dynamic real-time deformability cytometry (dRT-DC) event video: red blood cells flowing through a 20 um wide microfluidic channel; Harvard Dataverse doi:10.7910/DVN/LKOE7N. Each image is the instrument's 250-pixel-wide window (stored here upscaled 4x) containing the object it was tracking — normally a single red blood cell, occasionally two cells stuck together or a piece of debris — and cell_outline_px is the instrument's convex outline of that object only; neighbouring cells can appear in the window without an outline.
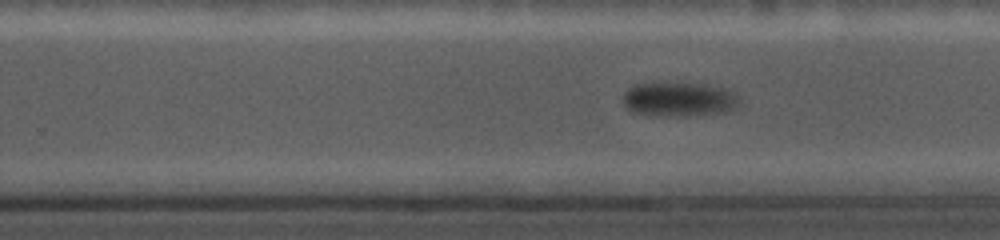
{"species": "common noctule bat (a hibernating species)", "species_latin": "Nyctalus noctula", "temperature_condition": "cold", "stored_images_in_passage": 64, "camera_frame_rate_fps": 5000, "um_per_image_px": 0.085, "animal": {"sex": "female", "body_mass_g": 19.0, "forearm_length_mm": 56.7}, "frame": {"image": 1, "passage_image": 35, "time_ms": 6.4, "image_size_px": [1000, 240], "cell_outline_px": [[740, 104], [724, 112], [688, 116], [652, 116], [632, 112], [624, 104], [624, 92], [628, 88], [636, 84], [660, 80], [704, 84], [724, 88], [732, 92], [740, 100]], "centroid_in_image_um": [57.66, 8.41], "position_along_channel_um": 272.1, "area_um2": 23.99}}
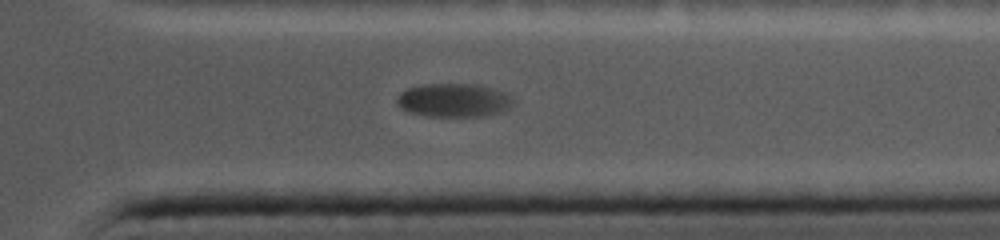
{"frame": {"image": 2, "passage_image": 51, "time_ms": 9.2, "image_size_px": [1000, 240], "cell_outline_px": [[516, 104], [508, 108], [488, 116], [428, 116], [412, 112], [400, 108], [396, 104], [396, 96], [404, 88], [424, 84], [480, 84], [508, 92], [516, 100]], "centroid_in_image_um": [38.61, 8.5], "position_along_channel_um": 372.8, "area_um2": 23.29}}
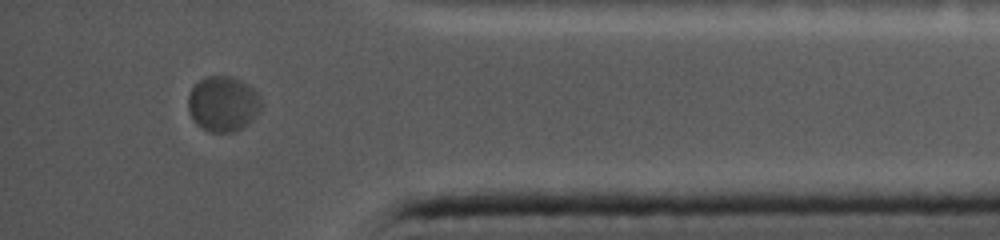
{"frame": {"image": 3, "passage_image": 59, "time_ms": 10.6, "image_size_px": [1000, 240], "cell_outline_px": [[260, 108], [256, 116], [244, 128], [232, 132], [208, 132], [200, 128], [192, 120], [188, 108], [188, 96], [192, 88], [200, 80], [208, 76], [232, 76], [248, 84], [260, 96]], "centroid_in_image_um": [18.94, 8.85], "position_along_channel_um": 416.3, "area_um2": 23.7}}